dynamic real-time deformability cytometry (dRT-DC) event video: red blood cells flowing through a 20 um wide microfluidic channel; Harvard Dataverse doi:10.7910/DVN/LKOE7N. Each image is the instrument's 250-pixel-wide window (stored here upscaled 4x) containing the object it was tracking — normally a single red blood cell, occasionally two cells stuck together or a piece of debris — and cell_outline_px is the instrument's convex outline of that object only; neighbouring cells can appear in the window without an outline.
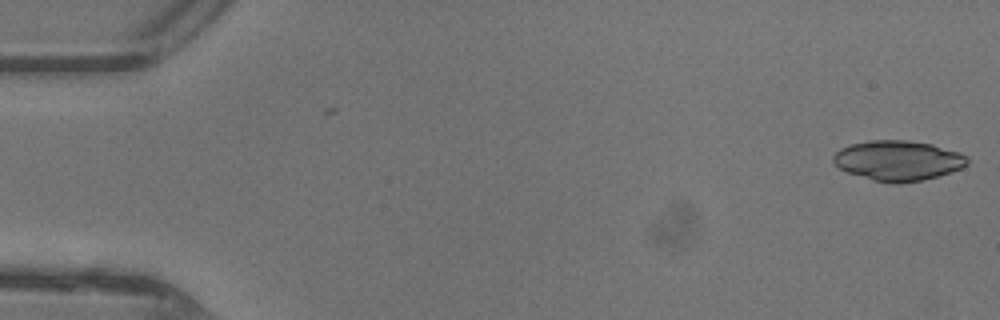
{"species": "common noctule bat (a hibernating species)", "species_latin": "Nyctalus noctula", "temperature_condition": "warm", "stored_images_in_passage": 46, "camera_frame_rate_fps": 3000, "um_per_image_px": 0.085, "animal": {"sex": "female"}, "frame": {"image": 1, "passage_image": 1, "time_ms": 0.0, "image_size_px": [1000, 320], "cell_outline_px": [[968, 164], [960, 168], [936, 176], [920, 180], [900, 184], [892, 184], [872, 180], [848, 172], [840, 168], [832, 160], [832, 156], [840, 148], [852, 144], [872, 140], [908, 140], [932, 144], [960, 152], [968, 156]], "centroid_in_image_um": [76.33, 13.64], "position_along_channel_um": 8.7, "area_um2": 31.21}}